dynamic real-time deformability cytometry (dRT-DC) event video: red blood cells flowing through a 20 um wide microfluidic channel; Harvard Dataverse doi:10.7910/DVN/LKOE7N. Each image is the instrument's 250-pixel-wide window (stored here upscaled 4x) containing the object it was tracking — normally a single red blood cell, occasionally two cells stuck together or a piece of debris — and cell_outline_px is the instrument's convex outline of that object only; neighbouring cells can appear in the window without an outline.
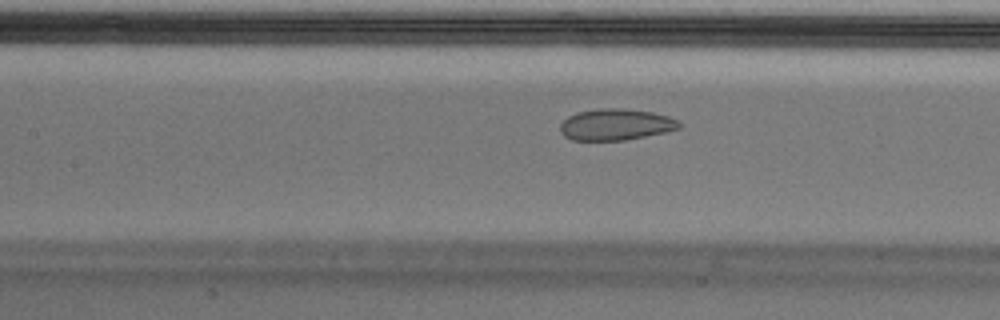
{"species": "Egyptian fruit bat (a non-hibernating species)", "species_latin": "Rousettus aegyptiacus", "temperature_condition": "cold", "stored_images_in_passage": 54, "camera_frame_rate_fps": 3000, "um_per_image_px": 0.085, "animal": {"sex": "male"}, "frame": {"image": 1, "passage_image": 24, "time_ms": 7.667, "image_size_px": [1000, 320], "cell_outline_px": [[680, 128], [664, 132], [624, 140], [572, 140], [564, 136], [560, 132], [560, 124], [568, 116], [576, 112], [596, 108], [620, 108], [652, 112], [668, 116], [676, 120], [680, 124]], "centroid_in_image_um": [52.29, 10.58], "position_along_channel_um": 155.1, "area_um2": 21.68}, "authors_computed_cell_mechanics": {"area_um2": 25.6054, "velocity_mm_per_s": 3.7004, "shape_relaxation_time_tau1_ms": null, "shape_relaxation_time_tau2_ms": 1.2213, "deformation_change_tau1": null, "deformation_change_tau2": 0.0411}}